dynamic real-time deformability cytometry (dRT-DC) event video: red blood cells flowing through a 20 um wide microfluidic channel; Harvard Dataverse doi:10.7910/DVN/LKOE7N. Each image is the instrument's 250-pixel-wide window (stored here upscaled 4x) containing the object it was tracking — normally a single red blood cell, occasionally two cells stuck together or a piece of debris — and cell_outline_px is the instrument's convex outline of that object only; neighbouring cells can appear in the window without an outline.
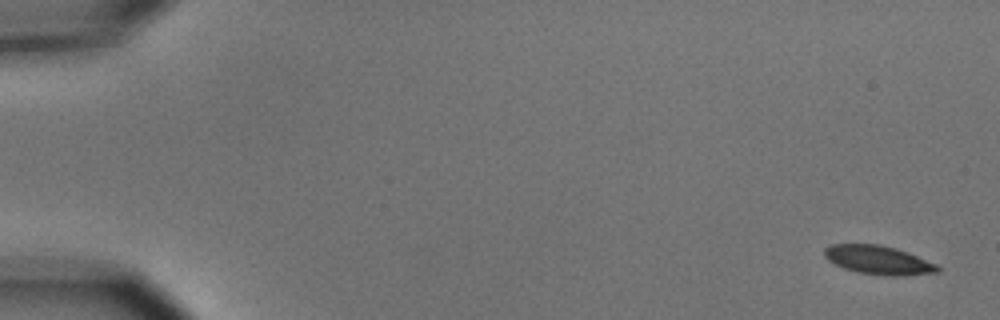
{"species": "common noctule bat (a hibernating species)", "species_latin": "Nyctalus noctula", "temperature_condition": "cold", "stored_images_in_passage": 6, "camera_frame_rate_fps": 3000, "um_per_image_px": 0.085, "animal": {"sex": "male", "body_mass_g": 15.6}, "frame": {"image": 1, "passage_image": 1, "time_ms": 0.0, "image_size_px": [1000, 320], "cell_outline_px": [[940, 272], [904, 276], [888, 276], [856, 272], [844, 268], [828, 260], [824, 256], [824, 248], [832, 244], [880, 244], [896, 248], [908, 252], [936, 264], [940, 268]], "centroid_in_image_um": [74.67, 22.1], "position_along_channel_um": 10.3, "area_um2": 19.07}}
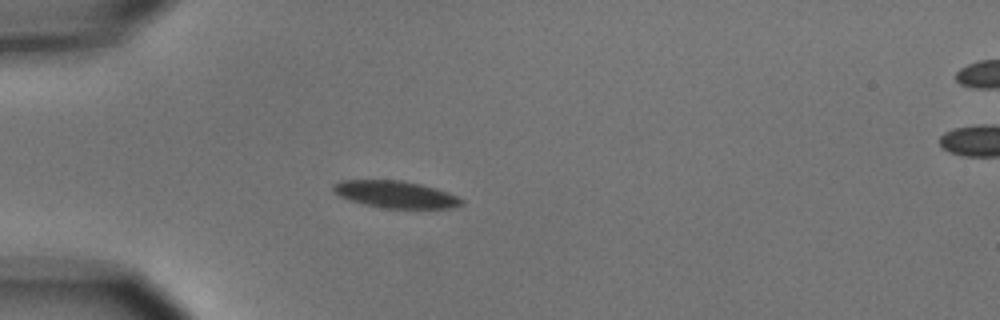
{"frame": {"image": 2, "passage_image": 5, "time_ms": 4.667, "image_size_px": [1000, 320], "cell_outline_px": [[464, 204], [452, 208], [384, 208], [364, 204], [348, 200], [340, 196], [332, 188], [332, 184], [340, 180], [400, 180], [420, 184], [436, 188], [448, 192], [464, 200]], "centroid_in_image_um": [33.62, 16.52], "position_along_channel_um": 51.4, "area_um2": 20.23}}